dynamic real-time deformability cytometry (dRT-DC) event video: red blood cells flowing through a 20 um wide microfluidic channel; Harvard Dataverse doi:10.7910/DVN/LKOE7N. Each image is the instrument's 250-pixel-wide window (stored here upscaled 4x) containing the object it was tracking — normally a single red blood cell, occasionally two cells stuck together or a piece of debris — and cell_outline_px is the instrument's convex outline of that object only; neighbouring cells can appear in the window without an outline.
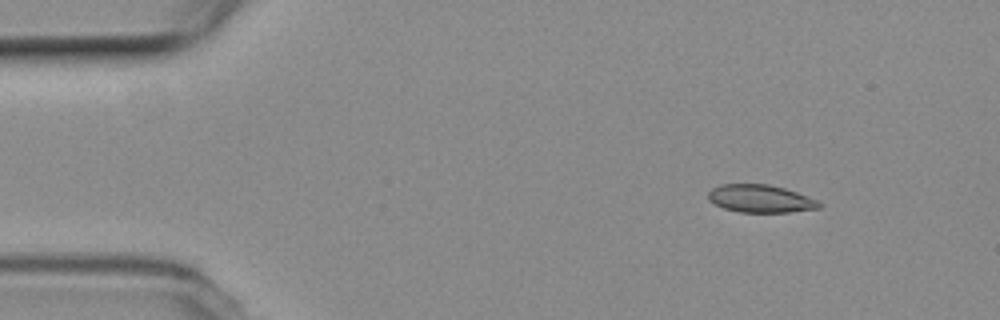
{"species": "common noctule bat (a hibernating species)", "species_latin": "Nyctalus noctula", "temperature_condition": "room temperature", "stored_images_in_passage": 49, "camera_frame_rate_fps": 3000, "um_per_image_px": 0.085, "animal": {"sex": "female", "body_mass_g": 19.3, "forearm_length_mm": 54.1}, "frame": {"image": 1, "passage_image": 2, "time_ms": 0.333, "image_size_px": [1000, 320], "cell_outline_px": [[820, 208], [788, 212], [740, 212], [724, 208], [708, 200], [708, 192], [712, 188], [720, 184], [768, 184], [784, 188], [796, 192], [816, 200], [820, 204]], "centroid_in_image_um": [64.59, 16.88], "position_along_channel_um": 20.4, "area_um2": 17.74}}
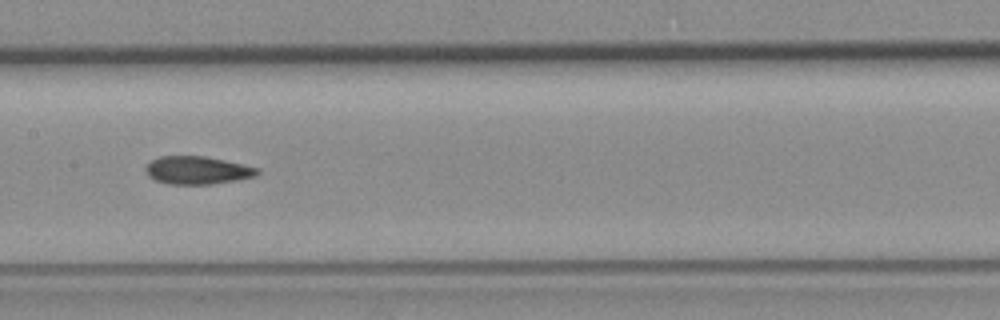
{"frame": {"image": 2, "passage_image": 22, "time_ms": 7.0, "image_size_px": [1000, 320], "cell_outline_px": [[260, 172], [256, 176], [236, 180], [212, 184], [168, 184], [156, 180], [148, 176], [144, 168], [152, 160], [160, 156], [204, 156], [224, 160], [260, 168]], "centroid_in_image_um": [16.78, 14.47], "position_along_channel_um": 190.6, "area_um2": 18.15}}
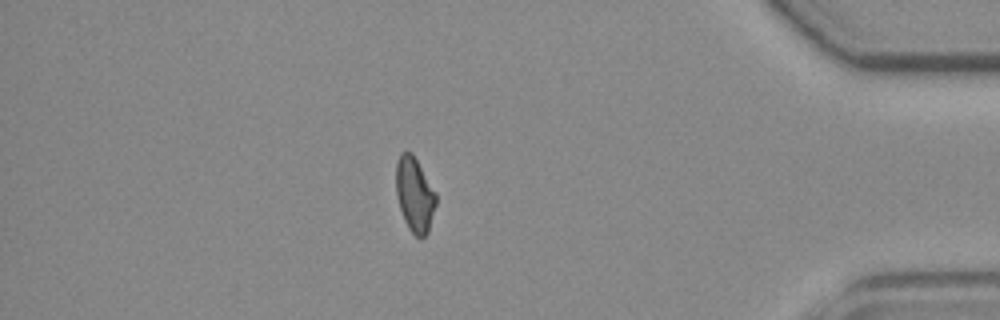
{"frame": {"image": 3, "passage_image": 42, "time_ms": 13.667, "image_size_px": [1000, 320], "cell_outline_px": [[436, 204], [428, 232], [420, 240], [408, 228], [404, 220], [400, 208], [396, 192], [396, 164], [400, 152], [412, 152], [436, 192]], "centroid_in_image_um": [35.24, 16.54], "position_along_channel_um": 400.0, "area_um2": 17.4}, "authors_computed_cell_mechanics": {"area_um2": 18.207, "velocity_mm_per_s": 3.7816, "shape_relaxation_time_tau1_ms": null, "shape_relaxation_time_tau2_ms": 3.6218, "deformation_change_tau1": null, "deformation_change_tau2": 0.0857}}